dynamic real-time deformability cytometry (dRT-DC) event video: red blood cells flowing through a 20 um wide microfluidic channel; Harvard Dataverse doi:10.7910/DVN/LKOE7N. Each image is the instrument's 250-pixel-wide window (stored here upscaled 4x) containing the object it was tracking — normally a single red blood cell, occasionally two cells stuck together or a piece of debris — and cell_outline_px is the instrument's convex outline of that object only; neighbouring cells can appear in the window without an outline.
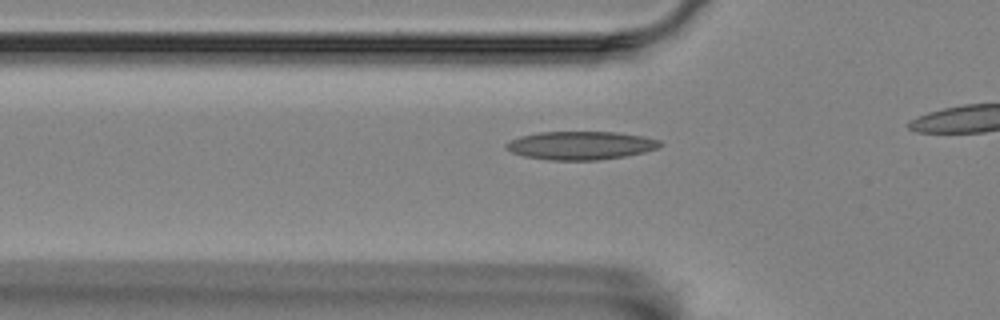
{"species": "Egyptian fruit bat (a non-hibernating species)", "species_latin": "Rousettus aegyptiacus", "temperature_condition": "room temperature", "stored_images_in_passage": 23, "camera_frame_rate_fps": 3000, "um_per_image_px": 0.085, "animal": {"sex": "female"}, "frame": {"image": 1, "passage_image": 10, "time_ms": 3.0, "image_size_px": [1000, 320], "cell_outline_px": [[664, 144], [656, 148], [644, 152], [624, 156], [596, 160], [548, 160], [524, 156], [512, 152], [504, 148], [504, 144], [520, 136], [540, 132], [616, 132], [644, 136], [660, 140]], "centroid_in_image_um": [49.35, 12.36], "position_along_channel_um": 76.4, "area_um2": 25.37}}
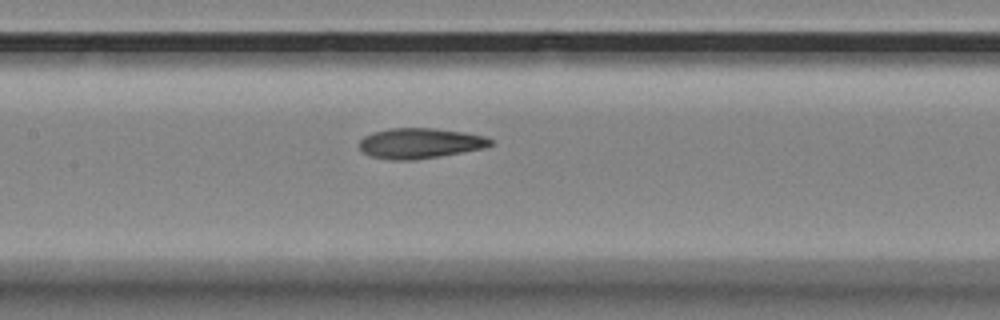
{"frame": {"image": 2, "passage_image": 18, "time_ms": 5.667, "image_size_px": [1000, 320], "cell_outline_px": [[492, 144], [484, 148], [440, 156], [416, 160], [388, 160], [372, 156], [364, 152], [360, 148], [360, 140], [364, 136], [372, 132], [388, 128], [432, 128], [464, 132], [488, 136], [492, 140]], "centroid_in_image_um": [35.71, 12.17], "position_along_channel_um": 171.7, "area_um2": 23.29}}
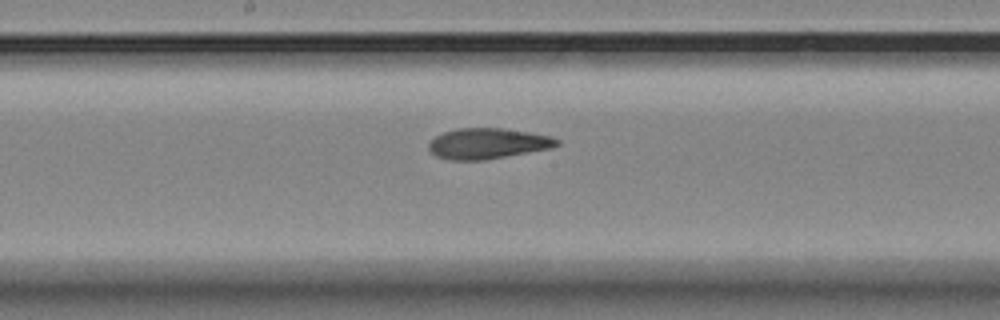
{"frame": {"image": 3, "passage_image": 21, "time_ms": 6.667, "image_size_px": [1000, 320], "cell_outline_px": [[560, 144], [552, 148], [484, 160], [448, 160], [436, 156], [428, 148], [428, 144], [436, 136], [444, 132], [456, 128], [500, 128], [528, 132], [552, 136], [560, 140]], "centroid_in_image_um": [41.47, 12.2], "position_along_channel_um": 206.7, "area_um2": 22.89}}